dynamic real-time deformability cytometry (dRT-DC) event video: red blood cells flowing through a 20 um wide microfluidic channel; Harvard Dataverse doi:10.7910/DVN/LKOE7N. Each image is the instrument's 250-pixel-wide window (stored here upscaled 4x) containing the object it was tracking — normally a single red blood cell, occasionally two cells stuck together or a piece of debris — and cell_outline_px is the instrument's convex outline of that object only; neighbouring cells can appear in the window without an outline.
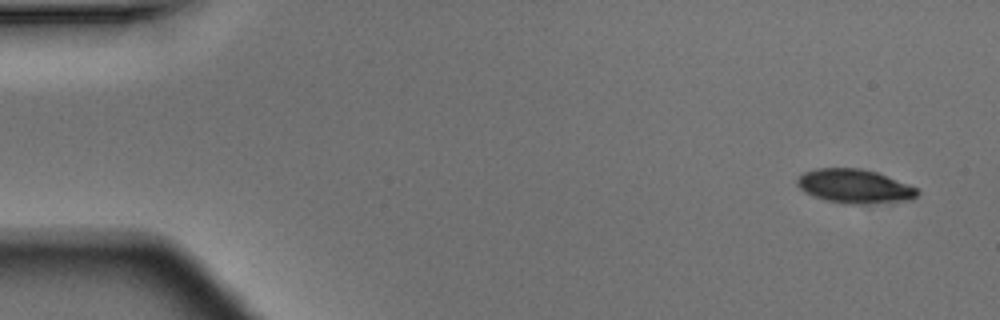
{"species": "Egyptian fruit bat (a non-hibernating species)", "species_latin": "Rousettus aegyptiacus", "temperature_condition": "warm", "stored_images_in_passage": 3, "camera_frame_rate_fps": 3000, "um_per_image_px": 0.085, "animal": {"sex": "male"}, "frame": {"image": 1, "passage_image": 1, "time_ms": 0.0, "image_size_px": [1000, 320], "cell_outline_px": [[920, 192], [912, 200], [868, 204], [844, 204], [824, 200], [812, 196], [804, 192], [796, 184], [796, 180], [804, 172], [816, 168], [860, 168], [876, 172], [908, 184], [916, 188]], "centroid_in_image_um": [72.62, 15.84], "position_along_channel_um": 12.4, "area_um2": 23.99}}
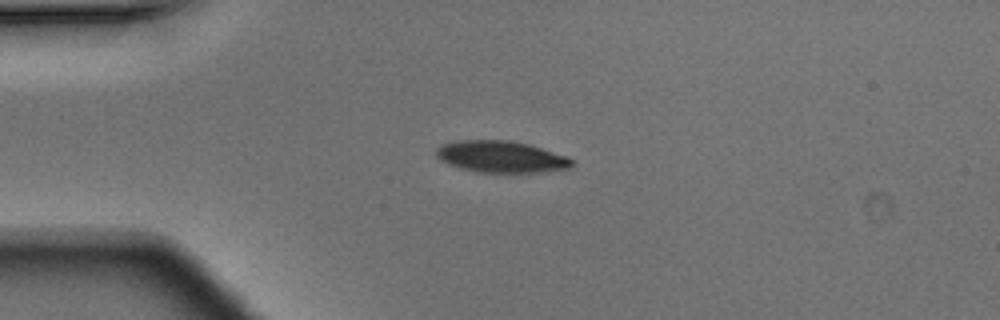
{"frame": {"image": 2, "passage_image": 3, "time_ms": 0.667, "image_size_px": [1000, 320], "cell_outline_px": [[572, 164], [568, 168], [532, 172], [480, 172], [460, 168], [448, 164], [440, 160], [436, 156], [436, 148], [444, 144], [460, 140], [508, 140], [528, 144], [568, 156], [572, 160]], "centroid_in_image_um": [42.55, 13.31], "position_along_channel_um": 42.4, "area_um2": 24.68}}